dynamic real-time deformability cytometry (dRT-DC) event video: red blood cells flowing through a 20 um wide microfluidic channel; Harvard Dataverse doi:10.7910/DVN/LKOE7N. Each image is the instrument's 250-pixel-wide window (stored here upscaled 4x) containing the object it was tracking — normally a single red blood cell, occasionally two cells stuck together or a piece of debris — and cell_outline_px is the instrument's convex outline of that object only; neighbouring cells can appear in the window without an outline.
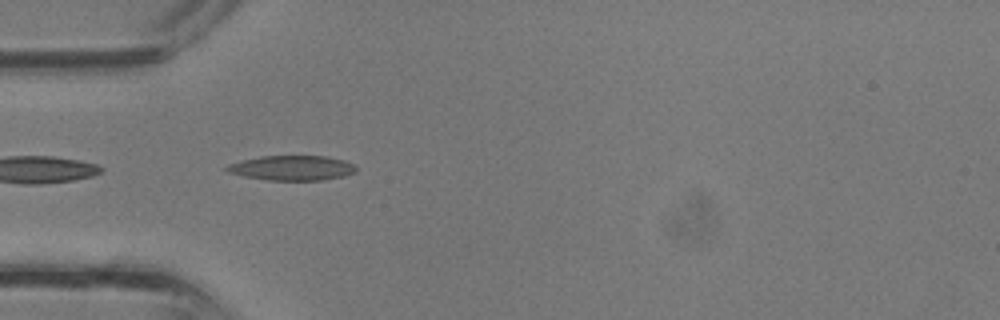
{"species": "common noctule bat (a hibernating species)", "species_latin": "Nyctalus noctula", "temperature_condition": "room temperature", "stored_images_in_passage": 29, "camera_frame_rate_fps": 3000, "um_per_image_px": 0.085, "animal": {"sex": "male", "body_mass_g": 13.3}, "frame": {"image": 1, "passage_image": 4, "time_ms": 1.0, "image_size_px": [1000, 320], "cell_outline_px": [[356, 172], [344, 176], [320, 180], [268, 180], [244, 176], [228, 172], [224, 168], [228, 164], [260, 156], [328, 156], [344, 160], [352, 164], [356, 168]], "centroid_in_image_um": [24.82, 14.27], "position_along_channel_um": 60.2, "area_um2": 18.61}}
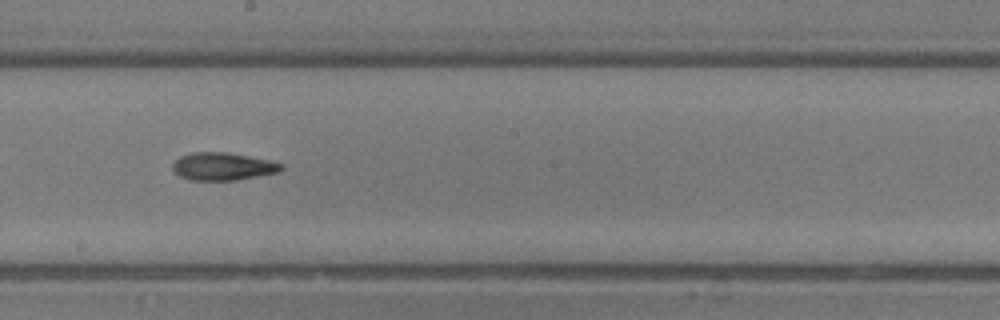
{"frame": {"image": 2, "passage_image": 13, "time_ms": 4.0, "image_size_px": [1000, 320], "cell_outline_px": [[284, 168], [280, 172], [236, 180], [188, 180], [172, 172], [172, 164], [180, 156], [192, 152], [228, 152], [268, 160], [284, 164]], "centroid_in_image_um": [18.93, 14.15], "position_along_channel_um": 229.3, "area_um2": 17.69}}
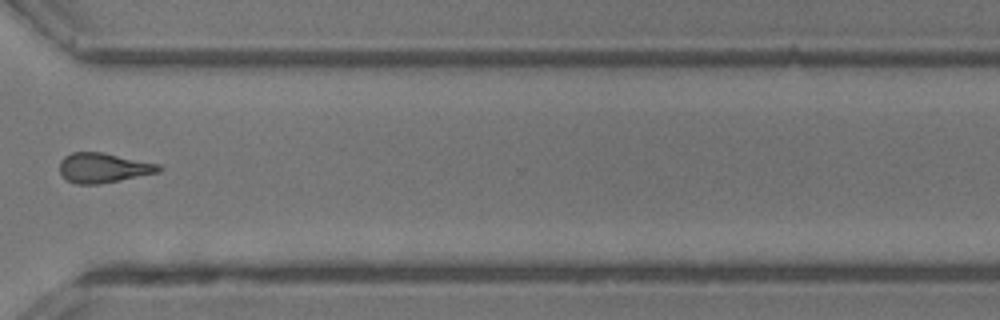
{"frame": {"image": 3, "passage_image": 20, "time_ms": 6.333, "image_size_px": [1000, 320], "cell_outline_px": [[164, 168], [160, 172], [100, 184], [76, 184], [68, 180], [60, 172], [60, 160], [64, 156], [72, 152], [104, 152], [160, 164]], "centroid_in_image_um": [8.82, 14.25], "position_along_channel_um": 361.8, "area_um2": 17.34}}